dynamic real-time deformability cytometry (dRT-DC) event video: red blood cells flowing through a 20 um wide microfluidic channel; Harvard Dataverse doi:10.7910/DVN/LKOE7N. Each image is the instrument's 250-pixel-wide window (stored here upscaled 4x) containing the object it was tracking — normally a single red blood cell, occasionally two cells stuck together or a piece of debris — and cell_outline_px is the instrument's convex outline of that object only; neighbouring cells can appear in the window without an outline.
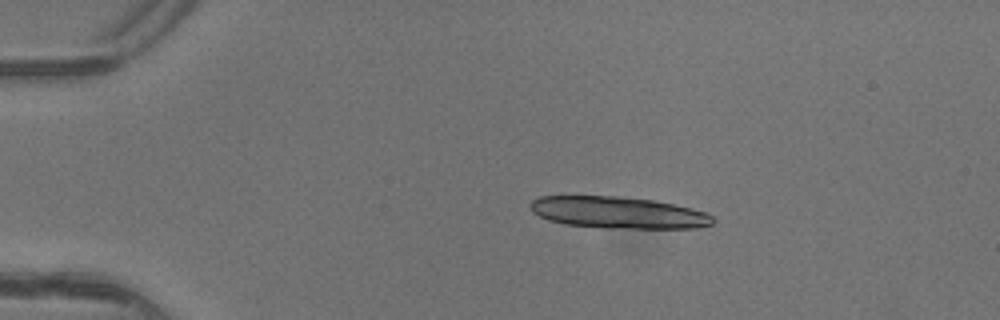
{"species": "common noctule bat (a hibernating species)", "species_latin": "Nyctalus noctula", "temperature_condition": "warm", "stored_images_in_passage": 4, "camera_frame_rate_fps": 3000, "um_per_image_px": 0.085, "animal": {"sex": "female"}, "frame": {"image": 1, "passage_image": 2, "time_ms": 0.333, "image_size_px": [1000, 320], "cell_outline_px": [[712, 224], [696, 228], [608, 228], [564, 224], [548, 220], [532, 212], [528, 204], [532, 200], [540, 196], [620, 196], [652, 200], [672, 204], [704, 212], [712, 216]], "centroid_in_image_um": [52.47, 18.06], "position_along_channel_um": 32.5, "area_um2": 33.58}}
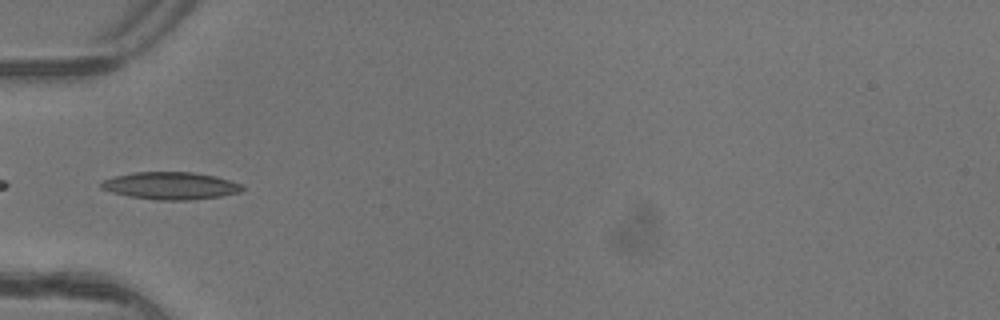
{"frame": {"image": 2, "passage_image": 4, "time_ms": 1.0, "image_size_px": [1000, 320], "cell_outline_px": [[244, 188], [240, 192], [220, 196], [188, 200], [156, 200], [128, 196], [112, 192], [100, 188], [100, 180], [132, 172], [192, 172], [216, 176], [244, 184]], "centroid_in_image_um": [14.49, 15.78], "position_along_channel_um": 70.5, "area_um2": 22.66}}